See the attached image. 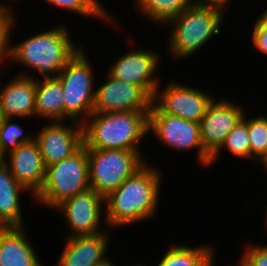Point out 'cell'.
<instances>
[{"mask_svg":"<svg viewBox=\"0 0 267 266\" xmlns=\"http://www.w3.org/2000/svg\"><path fill=\"white\" fill-rule=\"evenodd\" d=\"M147 162L104 198L105 225L112 228L141 223L158 215L161 174ZM155 216V217H154Z\"/></svg>","mask_w":267,"mask_h":266,"instance_id":"6da1fadb","label":"cell"},{"mask_svg":"<svg viewBox=\"0 0 267 266\" xmlns=\"http://www.w3.org/2000/svg\"><path fill=\"white\" fill-rule=\"evenodd\" d=\"M69 32L70 29L61 23L59 26L55 25L54 28L27 37L20 44L11 43V53L6 68H10L11 62L14 64L16 62L27 69L18 75L34 78V74L28 73V69H32L42 78L57 77L83 46L74 44Z\"/></svg>","mask_w":267,"mask_h":266,"instance_id":"7a4b0ae2","label":"cell"},{"mask_svg":"<svg viewBox=\"0 0 267 266\" xmlns=\"http://www.w3.org/2000/svg\"><path fill=\"white\" fill-rule=\"evenodd\" d=\"M148 113L139 111L92 113L82 123L86 149L138 151L148 135Z\"/></svg>","mask_w":267,"mask_h":266,"instance_id":"3957f363","label":"cell"},{"mask_svg":"<svg viewBox=\"0 0 267 266\" xmlns=\"http://www.w3.org/2000/svg\"><path fill=\"white\" fill-rule=\"evenodd\" d=\"M225 14L213 6L192 3L188 9L182 11L176 18L164 26L171 28L168 36L169 55L176 60L191 57L208 44L212 37L220 34V25ZM177 58V59H176Z\"/></svg>","mask_w":267,"mask_h":266,"instance_id":"277c9868","label":"cell"},{"mask_svg":"<svg viewBox=\"0 0 267 266\" xmlns=\"http://www.w3.org/2000/svg\"><path fill=\"white\" fill-rule=\"evenodd\" d=\"M90 188L87 149L46 167L43 187L33 198L35 204L55 208L62 201Z\"/></svg>","mask_w":267,"mask_h":266,"instance_id":"5b68a950","label":"cell"},{"mask_svg":"<svg viewBox=\"0 0 267 266\" xmlns=\"http://www.w3.org/2000/svg\"><path fill=\"white\" fill-rule=\"evenodd\" d=\"M87 57L83 46L57 76L63 89L64 122L82 124L93 113L96 83Z\"/></svg>","mask_w":267,"mask_h":266,"instance_id":"8992f818","label":"cell"},{"mask_svg":"<svg viewBox=\"0 0 267 266\" xmlns=\"http://www.w3.org/2000/svg\"><path fill=\"white\" fill-rule=\"evenodd\" d=\"M90 188L103 198L115 191L148 160L142 153L121 149H87Z\"/></svg>","mask_w":267,"mask_h":266,"instance_id":"52a82bcc","label":"cell"},{"mask_svg":"<svg viewBox=\"0 0 267 266\" xmlns=\"http://www.w3.org/2000/svg\"><path fill=\"white\" fill-rule=\"evenodd\" d=\"M162 146L180 152L196 149L197 162L203 167L210 166V156L204 151L200 137L199 123L161 112L153 103L148 113V133Z\"/></svg>","mask_w":267,"mask_h":266,"instance_id":"ba28073f","label":"cell"},{"mask_svg":"<svg viewBox=\"0 0 267 266\" xmlns=\"http://www.w3.org/2000/svg\"><path fill=\"white\" fill-rule=\"evenodd\" d=\"M103 204L104 198L94 189L89 188L57 205L54 211L58 212L59 210V212H62L66 221L65 225L70 230L69 233L67 232L69 235L65 236V238L94 235L106 231V226H104L105 218H102L105 217L103 212L105 205ZM103 220L104 223L101 226Z\"/></svg>","mask_w":267,"mask_h":266,"instance_id":"9c48e42d","label":"cell"},{"mask_svg":"<svg viewBox=\"0 0 267 266\" xmlns=\"http://www.w3.org/2000/svg\"><path fill=\"white\" fill-rule=\"evenodd\" d=\"M214 99L206 91L170 80L163 89L156 88L152 103L163 113L199 123Z\"/></svg>","mask_w":267,"mask_h":266,"instance_id":"30bf717a","label":"cell"},{"mask_svg":"<svg viewBox=\"0 0 267 266\" xmlns=\"http://www.w3.org/2000/svg\"><path fill=\"white\" fill-rule=\"evenodd\" d=\"M112 62L107 73L114 79L141 86L152 98L156 88L161 85L157 77L160 56L148 49L136 48L123 54Z\"/></svg>","mask_w":267,"mask_h":266,"instance_id":"8fae6325","label":"cell"},{"mask_svg":"<svg viewBox=\"0 0 267 266\" xmlns=\"http://www.w3.org/2000/svg\"><path fill=\"white\" fill-rule=\"evenodd\" d=\"M69 122H47L35 132L34 140L46 167L73 155L84 145L82 124Z\"/></svg>","mask_w":267,"mask_h":266,"instance_id":"7c38bea8","label":"cell"},{"mask_svg":"<svg viewBox=\"0 0 267 266\" xmlns=\"http://www.w3.org/2000/svg\"><path fill=\"white\" fill-rule=\"evenodd\" d=\"M105 78L107 82L96 88L93 113L150 111L152 97L141 86L116 80L108 73Z\"/></svg>","mask_w":267,"mask_h":266,"instance_id":"4fadbf2b","label":"cell"},{"mask_svg":"<svg viewBox=\"0 0 267 266\" xmlns=\"http://www.w3.org/2000/svg\"><path fill=\"white\" fill-rule=\"evenodd\" d=\"M245 109L230 99L221 98L208 107L199 122L200 137L204 151L212 157L222 146L228 133L243 118Z\"/></svg>","mask_w":267,"mask_h":266,"instance_id":"5bb4252c","label":"cell"},{"mask_svg":"<svg viewBox=\"0 0 267 266\" xmlns=\"http://www.w3.org/2000/svg\"><path fill=\"white\" fill-rule=\"evenodd\" d=\"M11 175L33 198L43 187L46 166L35 140L22 144L2 158ZM8 160V161H7Z\"/></svg>","mask_w":267,"mask_h":266,"instance_id":"9a60e30c","label":"cell"},{"mask_svg":"<svg viewBox=\"0 0 267 266\" xmlns=\"http://www.w3.org/2000/svg\"><path fill=\"white\" fill-rule=\"evenodd\" d=\"M6 69L0 68V78ZM36 78L15 75L6 84L0 79V109L3 117L13 119L35 116Z\"/></svg>","mask_w":267,"mask_h":266,"instance_id":"2e32d148","label":"cell"},{"mask_svg":"<svg viewBox=\"0 0 267 266\" xmlns=\"http://www.w3.org/2000/svg\"><path fill=\"white\" fill-rule=\"evenodd\" d=\"M110 232L75 236L65 239V244L54 266H96L106 257L111 239Z\"/></svg>","mask_w":267,"mask_h":266,"instance_id":"e0dca14e","label":"cell"},{"mask_svg":"<svg viewBox=\"0 0 267 266\" xmlns=\"http://www.w3.org/2000/svg\"><path fill=\"white\" fill-rule=\"evenodd\" d=\"M25 227L0 228V266H44Z\"/></svg>","mask_w":267,"mask_h":266,"instance_id":"ac0fdd59","label":"cell"},{"mask_svg":"<svg viewBox=\"0 0 267 266\" xmlns=\"http://www.w3.org/2000/svg\"><path fill=\"white\" fill-rule=\"evenodd\" d=\"M29 193L11 175L8 166L0 159V228L24 227L20 195Z\"/></svg>","mask_w":267,"mask_h":266,"instance_id":"d6986e66","label":"cell"},{"mask_svg":"<svg viewBox=\"0 0 267 266\" xmlns=\"http://www.w3.org/2000/svg\"><path fill=\"white\" fill-rule=\"evenodd\" d=\"M63 102L62 84L57 77L36 79V121L47 119L50 122H64Z\"/></svg>","mask_w":267,"mask_h":266,"instance_id":"ffe728a7","label":"cell"},{"mask_svg":"<svg viewBox=\"0 0 267 266\" xmlns=\"http://www.w3.org/2000/svg\"><path fill=\"white\" fill-rule=\"evenodd\" d=\"M169 247L157 266H214L216 247L213 244L199 247L171 244Z\"/></svg>","mask_w":267,"mask_h":266,"instance_id":"44dd1931","label":"cell"},{"mask_svg":"<svg viewBox=\"0 0 267 266\" xmlns=\"http://www.w3.org/2000/svg\"><path fill=\"white\" fill-rule=\"evenodd\" d=\"M135 6L144 18L160 27L188 9L192 0H135Z\"/></svg>","mask_w":267,"mask_h":266,"instance_id":"7402d4cb","label":"cell"},{"mask_svg":"<svg viewBox=\"0 0 267 266\" xmlns=\"http://www.w3.org/2000/svg\"><path fill=\"white\" fill-rule=\"evenodd\" d=\"M244 113L243 118L228 133L221 148L210 158V166L220 159V152L227 149L233 156L240 159L251 160V147L248 135V119Z\"/></svg>","mask_w":267,"mask_h":266,"instance_id":"603a6c76","label":"cell"},{"mask_svg":"<svg viewBox=\"0 0 267 266\" xmlns=\"http://www.w3.org/2000/svg\"><path fill=\"white\" fill-rule=\"evenodd\" d=\"M48 6H54L55 8H62L69 12L80 14L84 17L96 18L99 21L110 22L116 24V20L108 13L109 10L105 9L104 5L99 0H43ZM101 19V20H100Z\"/></svg>","mask_w":267,"mask_h":266,"instance_id":"cb8c5ba5","label":"cell"},{"mask_svg":"<svg viewBox=\"0 0 267 266\" xmlns=\"http://www.w3.org/2000/svg\"><path fill=\"white\" fill-rule=\"evenodd\" d=\"M12 118L3 117L0 125V159L22 144L34 140L35 134L24 135L25 131L18 123H13Z\"/></svg>","mask_w":267,"mask_h":266,"instance_id":"d4e9b609","label":"cell"},{"mask_svg":"<svg viewBox=\"0 0 267 266\" xmlns=\"http://www.w3.org/2000/svg\"><path fill=\"white\" fill-rule=\"evenodd\" d=\"M248 135L251 147V161L257 164L267 155V116L248 118Z\"/></svg>","mask_w":267,"mask_h":266,"instance_id":"484cf974","label":"cell"},{"mask_svg":"<svg viewBox=\"0 0 267 266\" xmlns=\"http://www.w3.org/2000/svg\"><path fill=\"white\" fill-rule=\"evenodd\" d=\"M2 2L3 0L0 2V67H5L11 53V33L17 21L10 4Z\"/></svg>","mask_w":267,"mask_h":266,"instance_id":"4316f807","label":"cell"},{"mask_svg":"<svg viewBox=\"0 0 267 266\" xmlns=\"http://www.w3.org/2000/svg\"><path fill=\"white\" fill-rule=\"evenodd\" d=\"M251 39L252 47L259 53L267 55V9L255 20Z\"/></svg>","mask_w":267,"mask_h":266,"instance_id":"83f0119b","label":"cell"},{"mask_svg":"<svg viewBox=\"0 0 267 266\" xmlns=\"http://www.w3.org/2000/svg\"><path fill=\"white\" fill-rule=\"evenodd\" d=\"M244 255L254 266H267V244L256 245L248 243L245 247Z\"/></svg>","mask_w":267,"mask_h":266,"instance_id":"f1b7e54d","label":"cell"},{"mask_svg":"<svg viewBox=\"0 0 267 266\" xmlns=\"http://www.w3.org/2000/svg\"><path fill=\"white\" fill-rule=\"evenodd\" d=\"M194 3L213 6L215 9L225 14V9L228 8L230 0H192ZM227 6V7H226Z\"/></svg>","mask_w":267,"mask_h":266,"instance_id":"f546056e","label":"cell"},{"mask_svg":"<svg viewBox=\"0 0 267 266\" xmlns=\"http://www.w3.org/2000/svg\"><path fill=\"white\" fill-rule=\"evenodd\" d=\"M240 260L241 261L238 262L236 266H254L253 263L244 254L241 255Z\"/></svg>","mask_w":267,"mask_h":266,"instance_id":"4dcf8cb0","label":"cell"},{"mask_svg":"<svg viewBox=\"0 0 267 266\" xmlns=\"http://www.w3.org/2000/svg\"><path fill=\"white\" fill-rule=\"evenodd\" d=\"M96 266H116V265H114L112 259L110 260V258L106 257L102 262H100Z\"/></svg>","mask_w":267,"mask_h":266,"instance_id":"1f68e13d","label":"cell"},{"mask_svg":"<svg viewBox=\"0 0 267 266\" xmlns=\"http://www.w3.org/2000/svg\"><path fill=\"white\" fill-rule=\"evenodd\" d=\"M263 166L264 169H266V174H267V155L258 163V165Z\"/></svg>","mask_w":267,"mask_h":266,"instance_id":"d6a6232c","label":"cell"},{"mask_svg":"<svg viewBox=\"0 0 267 266\" xmlns=\"http://www.w3.org/2000/svg\"><path fill=\"white\" fill-rule=\"evenodd\" d=\"M264 222H265V225H266V228H267V207H266V212H265V215H264Z\"/></svg>","mask_w":267,"mask_h":266,"instance_id":"836d02e7","label":"cell"},{"mask_svg":"<svg viewBox=\"0 0 267 266\" xmlns=\"http://www.w3.org/2000/svg\"><path fill=\"white\" fill-rule=\"evenodd\" d=\"M3 119L2 113H1V109H0V125H1V121Z\"/></svg>","mask_w":267,"mask_h":266,"instance_id":"e575fe53","label":"cell"},{"mask_svg":"<svg viewBox=\"0 0 267 266\" xmlns=\"http://www.w3.org/2000/svg\"><path fill=\"white\" fill-rule=\"evenodd\" d=\"M126 266H127V265H126ZM129 266H131V265H129ZM132 266H133V265H132ZM134 266H145V265H143L142 262H141V263L139 262V264L137 263V265H134Z\"/></svg>","mask_w":267,"mask_h":266,"instance_id":"d590c367","label":"cell"}]
</instances>
